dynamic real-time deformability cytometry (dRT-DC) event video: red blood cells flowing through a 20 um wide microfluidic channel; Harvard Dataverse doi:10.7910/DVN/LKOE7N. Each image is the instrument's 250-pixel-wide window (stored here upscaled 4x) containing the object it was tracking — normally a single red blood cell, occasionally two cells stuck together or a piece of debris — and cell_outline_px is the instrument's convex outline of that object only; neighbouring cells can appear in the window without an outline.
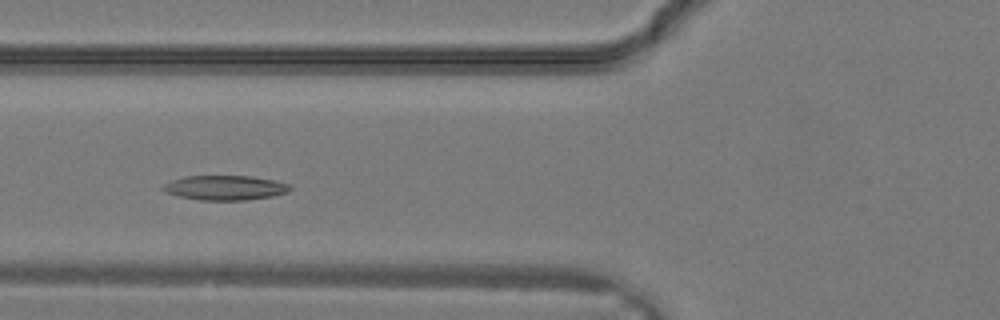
{"species": "common noctule bat (a hibernating species)", "species_latin": "Nyctalus noctula", "temperature_condition": "warm", "stored_images_in_passage": 29, "camera_frame_rate_fps": 3000, "um_per_image_px": 0.085, "animal": {"sex": "male", "body_mass_g": 19.2, "forearm_length_mm": 51.8}, "frame": {"image": 1, "passage_image": 10, "time_ms": 3.0, "image_size_px": [1000, 320], "cell_outline_px": [[292, 188], [288, 192], [272, 196], [244, 200], [200, 200], [180, 196], [168, 192], [160, 188], [164, 184], [172, 180], [184, 176], [252, 176], [272, 180], [288, 184]], "centroid_in_image_um": [19.13, 15.95], "position_along_channel_um": 106.7, "area_um2": 18.03}}
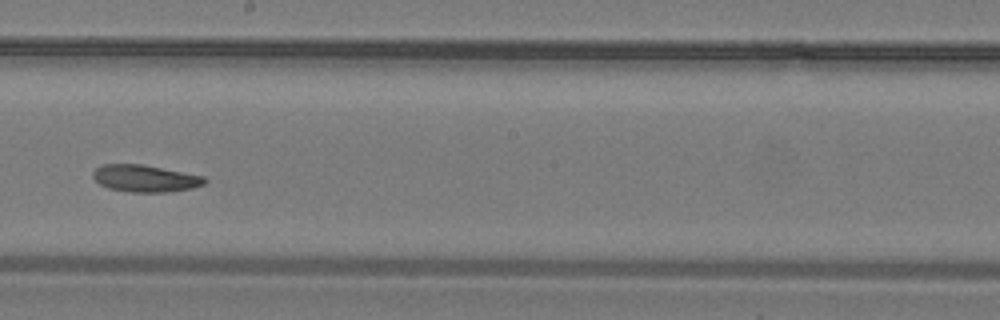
{"frame": {"image": 2, "passage_image": 16, "time_ms": 5.0, "image_size_px": [1000, 320], "cell_outline_px": [[208, 180], [204, 184], [192, 188], [164, 192], [132, 192], [108, 188], [100, 184], [92, 176], [92, 172], [100, 164], [140, 164], [204, 176]], "centroid_in_image_um": [12.31, 15.16], "position_along_channel_um": 235.9, "area_um2": 17.46}}
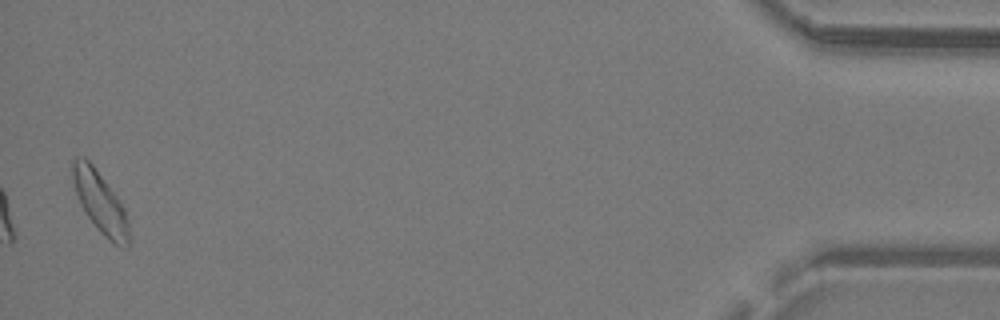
{"frame": {"image": 3, "passage_image": 29, "time_ms": 9.333, "image_size_px": [1000, 320], "cell_outline_px": [[128, 248], [124, 248], [108, 240], [88, 216], [80, 204], [76, 192], [72, 176], [72, 160], [76, 156], [84, 156], [92, 164], [116, 196], [124, 208], [128, 220]], "centroid_in_image_um": [8.5, 17.17], "position_along_channel_um": 426.7, "area_um2": 19.59}}